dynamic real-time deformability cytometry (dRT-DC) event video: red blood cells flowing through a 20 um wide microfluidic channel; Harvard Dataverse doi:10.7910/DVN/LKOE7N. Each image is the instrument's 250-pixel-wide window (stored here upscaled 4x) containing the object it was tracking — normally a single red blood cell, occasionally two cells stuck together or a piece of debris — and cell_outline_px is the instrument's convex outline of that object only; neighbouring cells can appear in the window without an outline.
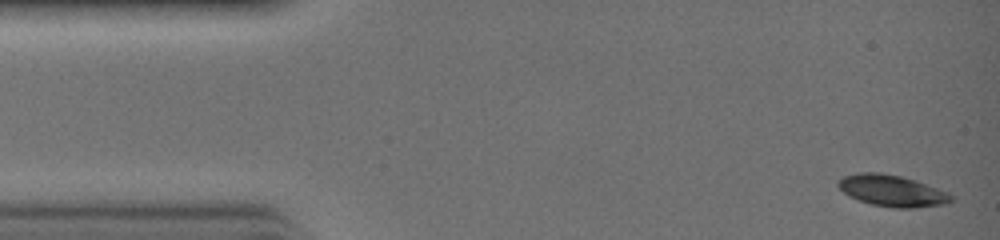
{"species": "common noctule bat (a hibernating species)", "species_latin": "Nyctalus noctula", "temperature_condition": "warm", "stored_images_in_passage": 30, "camera_frame_rate_fps": 3000, "um_per_image_px": 0.085, "animal": {"sex": "female", "body_mass_g": 19.0, "forearm_length_mm": 51.5}, "frame": {"image": 1, "passage_image": 1, "time_ms": 0.0, "image_size_px": [1000, 240], "cell_outline_px": [[952, 200], [940, 204], [916, 208], [892, 208], [872, 204], [860, 200], [844, 192], [836, 184], [844, 176], [860, 172], [876, 172], [900, 176], [936, 188], [952, 196]], "centroid_in_image_um": [75.77, 16.21], "position_along_channel_um": 9.2, "area_um2": 20.0}}
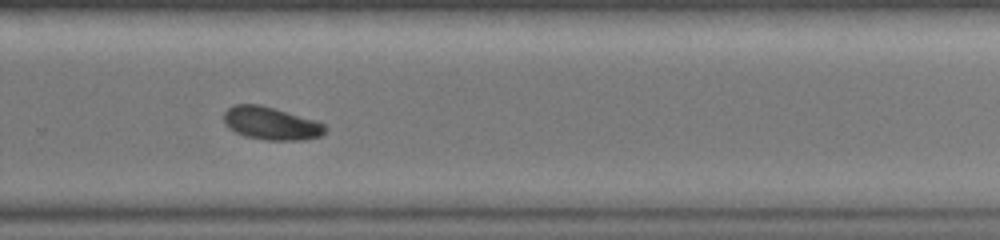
{"frame": {"image": 2, "passage_image": 21, "time_ms": 6.667, "image_size_px": [1000, 240], "cell_outline_px": [[324, 132], [320, 136], [304, 140], [264, 140], [244, 136], [228, 128], [224, 124], [224, 112], [228, 108], [236, 104], [260, 104], [316, 120], [324, 124]], "centroid_in_image_um": [23.0, 10.49], "position_along_channel_um": 306.8, "area_um2": 19.42}}
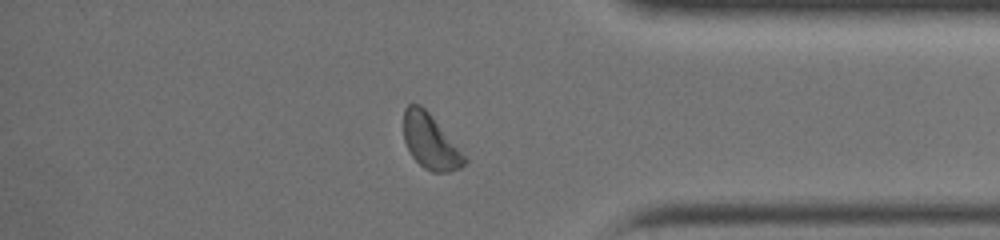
{"frame": {"image": 3, "passage_image": 26, "time_ms": 8.333, "image_size_px": [1000, 240], "cell_outline_px": [[468, 160], [460, 168], [448, 172], [432, 172], [424, 168], [412, 156], [404, 140], [404, 108], [408, 104], [420, 104], [428, 112]], "centroid_in_image_um": [36.55, 12.05], "position_along_channel_um": 398.6, "area_um2": 18.9}}